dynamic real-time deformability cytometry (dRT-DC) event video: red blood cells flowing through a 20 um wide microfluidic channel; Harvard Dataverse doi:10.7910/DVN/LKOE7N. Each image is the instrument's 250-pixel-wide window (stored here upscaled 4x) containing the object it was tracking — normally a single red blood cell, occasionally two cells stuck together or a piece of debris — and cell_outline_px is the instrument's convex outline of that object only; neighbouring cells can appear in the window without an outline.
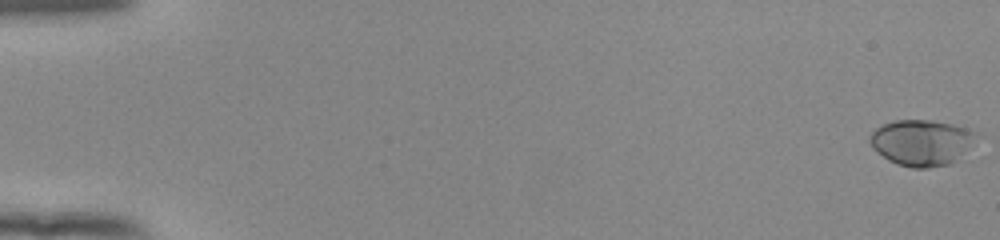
{"species": "human", "species_latin": "Homo sapiens", "temperature_condition": "room temperature", "stored_images_in_passage": 55, "camera_frame_rate_fps": 3000, "um_per_image_px": 0.085, "donor": {"sex": "female"}, "frame": {"image": 1, "passage_image": 1, "time_ms": 0.0, "image_size_px": [1000, 240], "cell_outline_px": [[984, 132], [948, 164], [928, 168], [912, 168], [896, 164], [888, 160], [876, 152], [872, 148], [868, 140], [872, 132], [876, 128], [884, 124], [896, 120], [932, 120], [952, 124]], "centroid_in_image_um": [78.32, 12.1], "position_along_channel_um": 6.7, "area_um2": 28.5}}
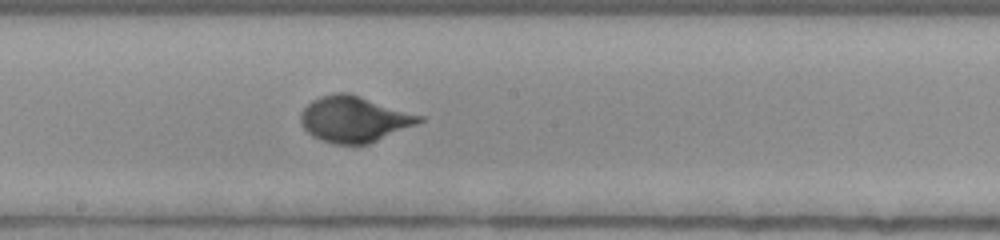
{"frame": {"image": 2, "passage_image": 32, "time_ms": 10.333, "image_size_px": [1000, 240], "cell_outline_px": [[424, 120], [416, 124], [368, 144], [332, 144], [320, 140], [312, 136], [300, 124], [300, 116], [304, 108], [312, 100], [320, 96], [336, 92], [348, 92], [424, 116]], "centroid_in_image_um": [30.08, 10.12], "position_along_channel_um": 218.1, "area_um2": 31.67}}
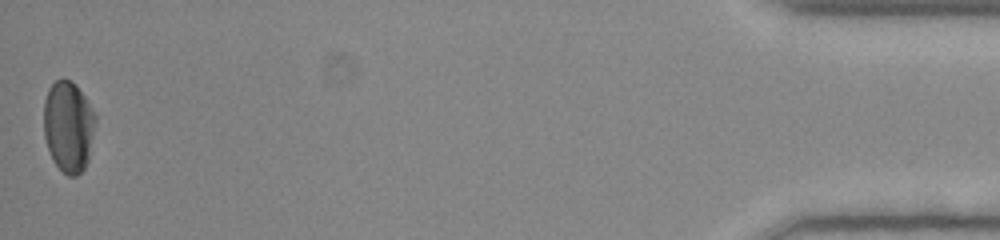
{"frame": {"image": 3, "passage_image": 55, "time_ms": 18.0, "image_size_px": [1000, 240], "cell_outline_px": [[96, 120], [88, 160], [84, 168], [76, 176], [68, 176], [52, 160], [44, 136], [44, 100], [48, 88], [60, 76], [76, 84], [84, 96], [96, 116]], "centroid_in_image_um": [5.8, 10.72], "position_along_channel_um": 429.4, "area_um2": 27.46}, "authors_computed_cell_mechanics": {"area_um2": 28.7266, "velocity_mm_per_s": 3.8712, "shape_relaxation_time_tau1_ms": 3.2536, "shape_relaxation_time_tau2_ms": null, "deformation_change_tau1": 0.1511, "deformation_change_tau2": null}}